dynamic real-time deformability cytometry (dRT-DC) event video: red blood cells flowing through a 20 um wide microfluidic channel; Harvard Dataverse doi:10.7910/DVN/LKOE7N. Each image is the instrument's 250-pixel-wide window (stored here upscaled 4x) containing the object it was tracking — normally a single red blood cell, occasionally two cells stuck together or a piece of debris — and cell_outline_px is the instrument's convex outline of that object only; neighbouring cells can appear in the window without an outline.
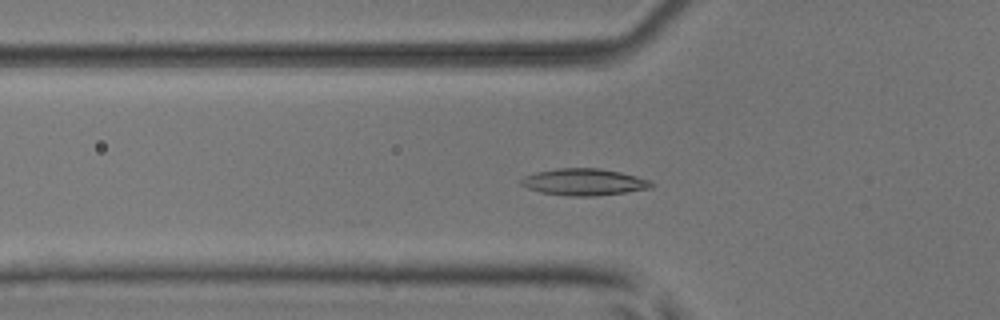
{"species": "common noctule bat (a hibernating species)", "species_latin": "Nyctalus noctula", "temperature_condition": "room temperature", "stored_images_in_passage": 44, "camera_frame_rate_fps": 3000, "um_per_image_px": 0.085, "animal": {"sex": "male", "body_mass_g": 17.9, "forearm_length_mm": 54.2}, "frame": {"image": 1, "passage_image": 18, "time_ms": 5.667, "image_size_px": [1000, 320], "cell_outline_px": [[656, 184], [652, 188], [624, 192], [592, 196], [572, 196], [540, 192], [528, 188], [520, 184], [520, 180], [524, 176], [536, 172], [556, 168], [600, 168], [620, 172], [636, 176], [648, 180]], "centroid_in_image_um": [49.63, 15.46], "position_along_channel_um": 76.2, "area_um2": 20.23}}
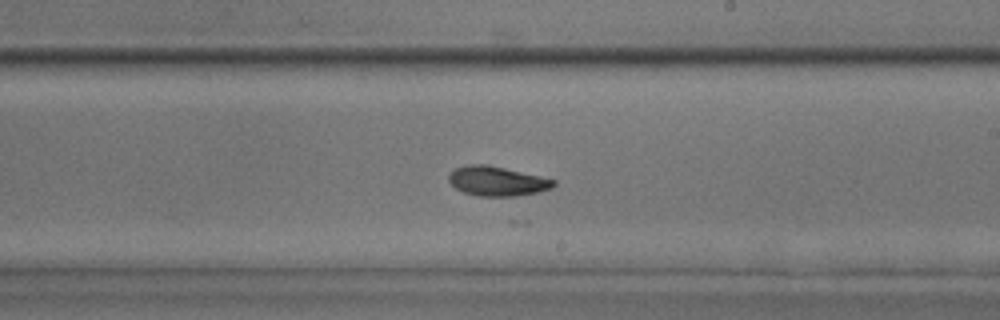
{"frame": {"image": 2, "passage_image": 31, "time_ms": 10.0, "image_size_px": [1000, 320], "cell_outline_px": [[556, 184], [552, 188], [536, 192], [516, 196], [476, 196], [464, 192], [456, 188], [448, 180], [448, 176], [456, 168], [468, 164], [488, 164], [540, 176], [556, 180]], "centroid_in_image_um": [42.25, 15.39], "position_along_channel_um": 246.7, "area_um2": 17.98}}
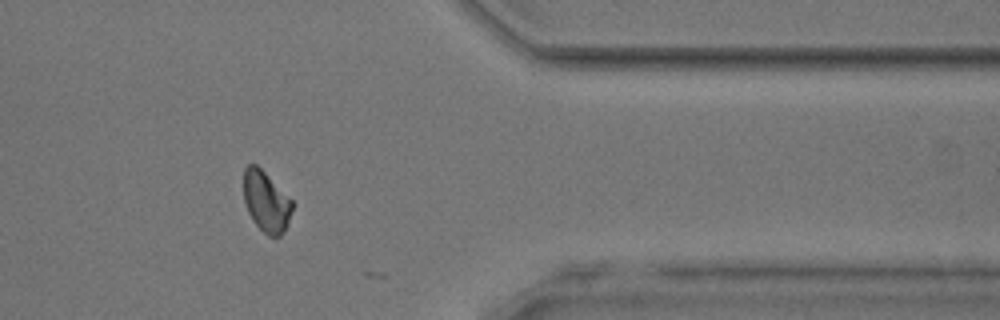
{"frame": {"image": 3, "passage_image": 43, "time_ms": 14.0, "image_size_px": [1000, 320], "cell_outline_px": [[292, 208], [284, 232], [280, 236], [268, 236], [252, 220], [244, 204], [244, 168], [248, 164], [256, 164], [292, 200]], "centroid_in_image_um": [22.59, 17.13], "position_along_channel_um": 388.8, "area_um2": 16.94}, "authors_computed_cell_mechanics": {"area_um2": 18.4093, "velocity_mm_per_s": 3.9476, "shape_relaxation_time_tau1_ms": 6.0175, "shape_relaxation_time_tau2_ms": 5.4964, "deformation_change_tau1": 0.1464, "deformation_change_tau2": 0.0934}}